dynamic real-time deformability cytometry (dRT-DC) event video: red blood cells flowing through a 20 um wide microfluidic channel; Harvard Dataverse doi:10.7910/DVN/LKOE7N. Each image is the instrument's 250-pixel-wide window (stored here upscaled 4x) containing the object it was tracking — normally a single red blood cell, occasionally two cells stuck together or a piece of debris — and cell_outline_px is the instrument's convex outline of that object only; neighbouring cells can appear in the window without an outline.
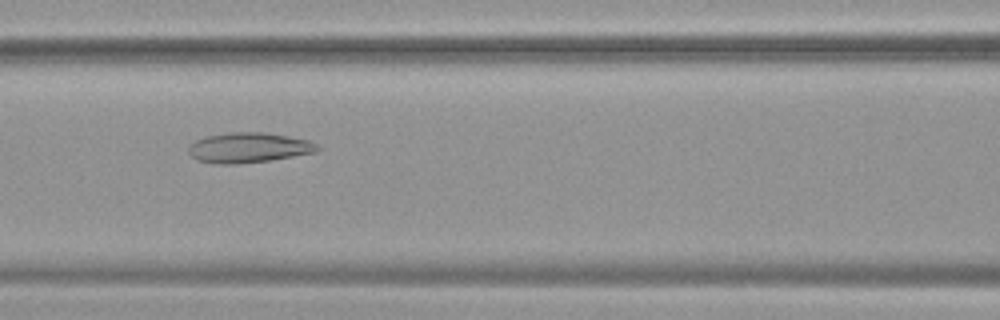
{"species": "common noctule bat (a hibernating species)", "species_latin": "Nyctalus noctula", "temperature_condition": "warm", "stored_images_in_passage": 54, "camera_frame_rate_fps": 3000, "um_per_image_px": 0.085, "animal": {"sex": "female", "body_mass_g": 19.9}, "frame": {"image": 1, "passage_image": 24, "time_ms": 7.667, "image_size_px": [1000, 320], "cell_outline_px": [[320, 148], [316, 152], [272, 160], [236, 164], [212, 164], [196, 160], [188, 152], [188, 144], [204, 136], [228, 132], [264, 132], [288, 136], [308, 140], [316, 144]], "centroid_in_image_um": [21.08, 12.55], "position_along_channel_um": 145.5, "area_um2": 22.89}}
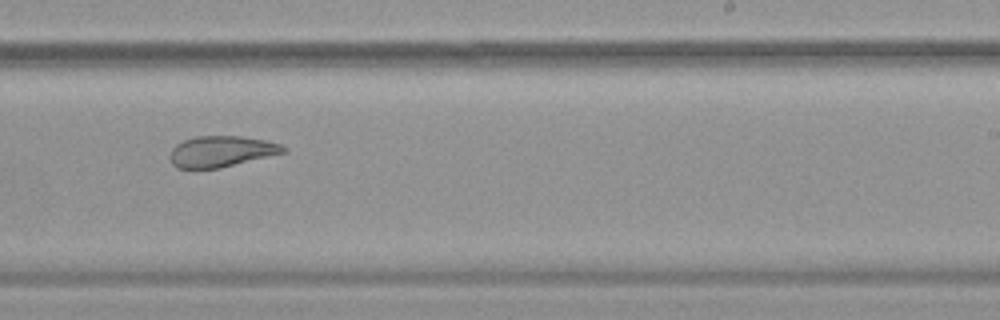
{"frame": {"image": 2, "passage_image": 34, "time_ms": 11.0, "image_size_px": [1000, 320], "cell_outline_px": [[288, 152], [220, 168], [176, 168], [172, 164], [168, 156], [172, 148], [176, 144], [184, 140], [196, 136], [240, 136], [264, 140], [280, 144], [288, 148]], "centroid_in_image_um": [18.81, 12.87], "position_along_channel_um": 270.2, "area_um2": 20.63}}
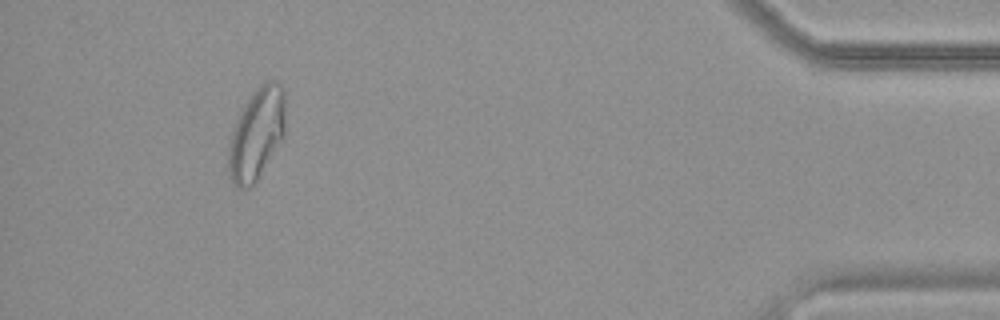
{"frame": {"image": 3, "passage_image": 50, "time_ms": 16.333, "image_size_px": [1000, 320], "cell_outline_px": [[284, 136], [256, 184], [248, 188], [236, 188], [228, 176], [228, 148], [236, 116], [256, 88], [264, 80], [276, 80], [284, 88]], "centroid_in_image_um": [21.79, 11.41], "position_along_channel_um": 413.4, "area_um2": 30.92}, "authors_computed_cell_mechanics": {"area_um2": 28.0041, "velocity_mm_per_s": 3.766, "shape_relaxation_time_tau1_ms": null, "shape_relaxation_time_tau2_ms": 2.519, "deformation_change_tau1": null, "deformation_change_tau2": 0.1023}}